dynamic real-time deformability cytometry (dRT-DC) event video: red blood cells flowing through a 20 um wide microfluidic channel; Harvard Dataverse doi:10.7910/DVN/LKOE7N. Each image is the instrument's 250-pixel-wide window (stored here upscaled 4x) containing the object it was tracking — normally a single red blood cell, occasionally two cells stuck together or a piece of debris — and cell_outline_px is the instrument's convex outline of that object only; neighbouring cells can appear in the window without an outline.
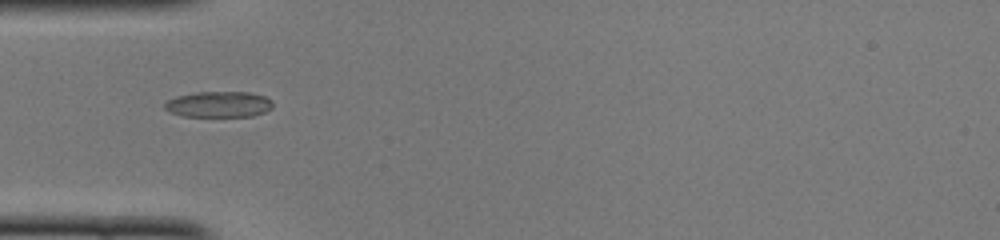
{"species": "common noctule bat (a hibernating species)", "species_latin": "Nyctalus noctula", "temperature_condition": "cold", "stored_images_in_passage": 36, "camera_frame_rate_fps": 3000, "um_per_image_px": 0.085, "animal": {"sex": "female", "body_mass_g": 22.0, "forearm_length_mm": 56.7}, "frame": {"image": 1, "passage_image": 2, "time_ms": 0.333, "image_size_px": [1000, 240], "cell_outline_px": [[272, 108], [264, 112], [252, 116], [180, 116], [164, 108], [164, 104], [168, 100], [176, 96], [196, 92], [248, 92], [264, 96], [272, 100]], "centroid_in_image_um": [18.59, 8.86], "position_along_channel_um": 66.4, "area_um2": 16.24}}
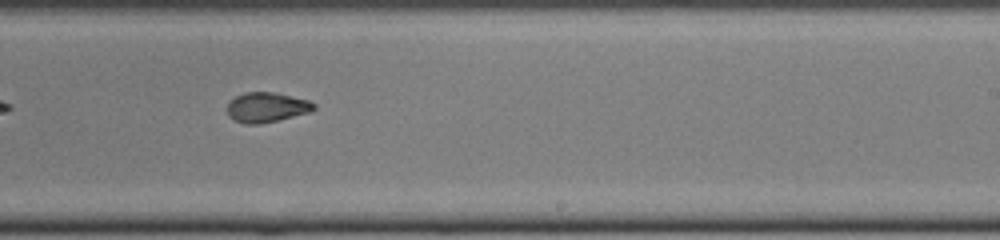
{"frame": {"image": 2, "passage_image": 17, "time_ms": 5.333, "image_size_px": [1000, 240], "cell_outline_px": [[316, 108], [312, 112], [280, 120], [260, 124], [244, 124], [228, 116], [228, 100], [244, 92], [272, 92], [308, 100], [316, 104]], "centroid_in_image_um": [22.68, 9.13], "position_along_channel_um": 266.3, "area_um2": 15.26}}
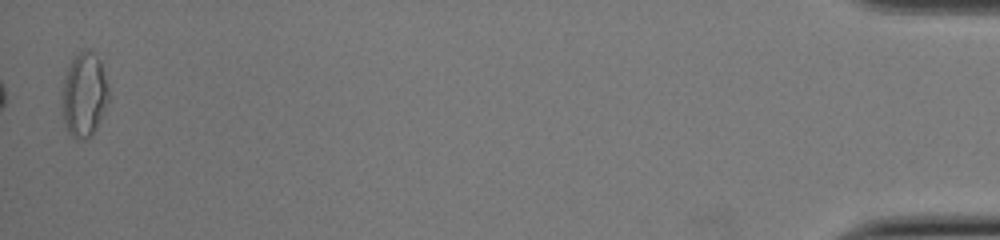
{"frame": {"image": 3, "passage_image": 36, "time_ms": 11.667, "image_size_px": [1000, 240], "cell_outline_px": [[108, 100], [96, 128], [84, 140], [76, 140], [68, 132], [64, 124], [60, 104], [60, 92], [64, 76], [72, 56], [76, 52], [84, 48], [88, 48], [96, 52], [108, 88]], "centroid_in_image_um": [7.08, 8.01], "position_along_channel_um": 428.1, "area_um2": 23.41}, "authors_computed_cell_mechanics": {"area_um2": 15.7505, "velocity_mm_per_s": 4.0065, "shape_relaxation_time_tau1_ms": null, "shape_relaxation_time_tau2_ms": 1.532, "deformation_change_tau1": null, "deformation_change_tau2": 0.0563}}